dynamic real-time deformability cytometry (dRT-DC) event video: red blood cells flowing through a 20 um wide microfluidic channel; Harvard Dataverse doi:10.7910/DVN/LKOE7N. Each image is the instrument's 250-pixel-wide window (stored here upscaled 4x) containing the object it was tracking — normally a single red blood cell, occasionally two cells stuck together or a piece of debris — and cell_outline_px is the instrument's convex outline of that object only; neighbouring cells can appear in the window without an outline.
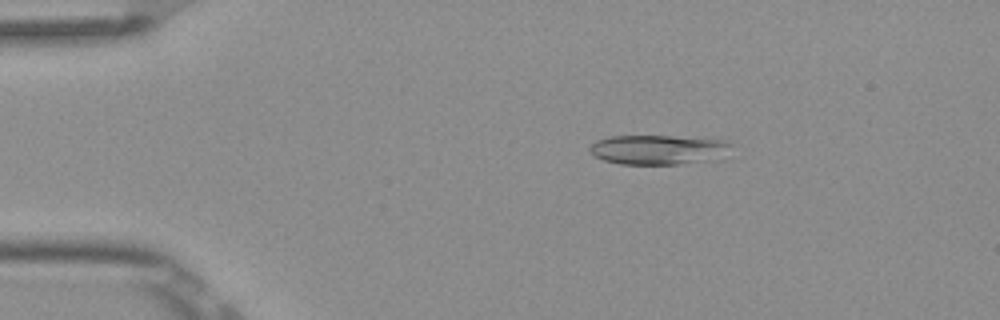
{"species": "Egyptian fruit bat (a non-hibernating species)", "species_latin": "Rousettus aegyptiacus", "temperature_condition": "room temperature", "stored_images_in_passage": 7, "camera_frame_rate_fps": 3000, "um_per_image_px": 0.085, "frame": {"image": 1, "passage_image": 2, "time_ms": 0.333, "image_size_px": [1000, 320], "cell_outline_px": [[732, 144], [724, 160], [680, 164], [620, 164], [604, 160], [596, 156], [588, 148], [596, 140], [612, 136], [672, 136], [728, 140]], "centroid_in_image_um": [56.08, 12.73], "position_along_channel_um": 28.9, "area_um2": 24.85}}
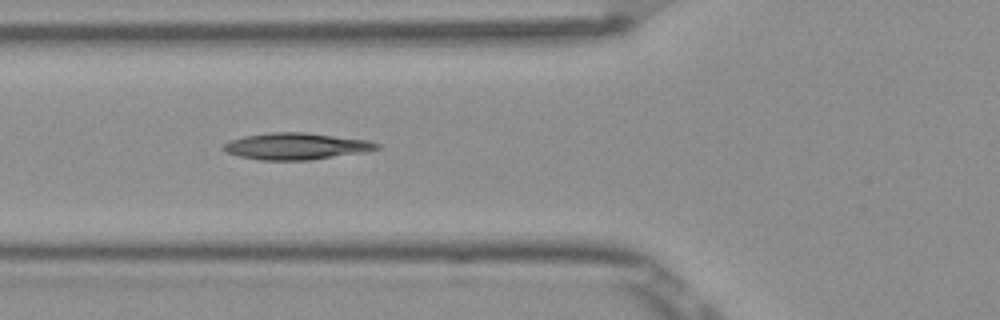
{"frame": {"image": 2, "passage_image": 5, "time_ms": 1.333, "image_size_px": [1000, 320], "cell_outline_px": [[380, 148], [368, 152], [312, 160], [260, 160], [240, 156], [224, 152], [224, 144], [228, 140], [244, 136], [272, 132], [304, 132], [368, 140], [380, 144]], "centroid_in_image_um": [25.2, 12.43], "position_along_channel_um": 100.6, "area_um2": 23.99}}
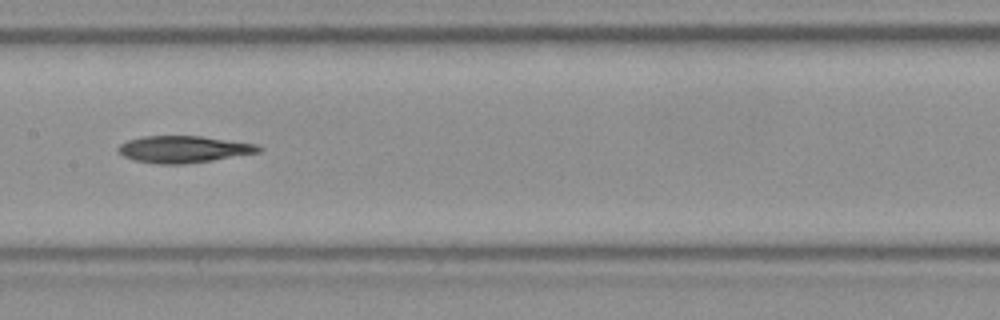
{"frame": {"image": 3, "passage_image": 7, "time_ms": 2.0, "image_size_px": [1000, 320], "cell_outline_px": [[264, 148], [260, 152], [212, 160], [184, 164], [156, 164], [132, 160], [124, 156], [116, 148], [120, 144], [128, 140], [144, 136], [200, 136], [260, 144]], "centroid_in_image_um": [15.63, 12.69], "position_along_channel_um": 191.8, "area_um2": 22.08}}